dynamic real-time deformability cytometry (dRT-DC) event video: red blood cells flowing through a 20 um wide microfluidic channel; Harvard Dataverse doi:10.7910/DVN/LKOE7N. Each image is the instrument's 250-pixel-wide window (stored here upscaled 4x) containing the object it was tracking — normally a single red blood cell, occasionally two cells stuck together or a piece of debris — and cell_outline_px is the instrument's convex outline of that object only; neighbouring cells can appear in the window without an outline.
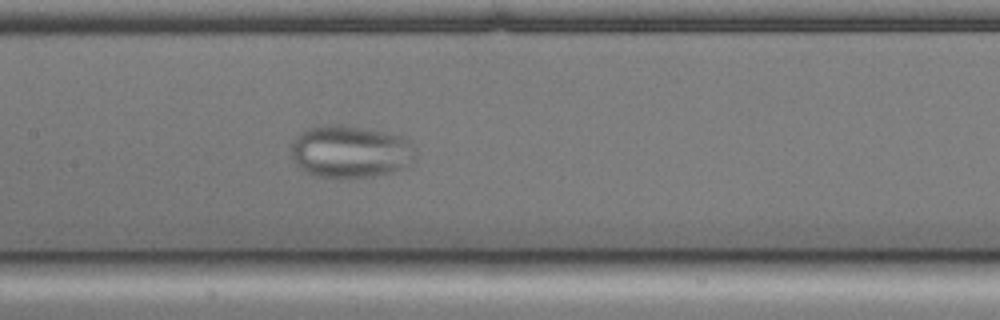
{"species": "common noctule bat (a hibernating species)", "species_latin": "Nyctalus noctula", "temperature_condition": "cold", "stored_images_in_passage": 42, "camera_frame_rate_fps": 3000, "um_per_image_px": 0.085, "animal": {"sex": "male", "body_mass_g": 17.9, "forearm_length_mm": 54.2}, "frame": {"image": 1, "passage_image": 18, "time_ms": 5.667, "image_size_px": [1000, 320], "cell_outline_px": [[416, 156], [408, 168], [392, 172], [372, 176], [312, 176], [292, 156], [292, 140], [296, 136], [308, 128], [336, 124], [380, 132], [400, 136], [412, 140], [416, 148]], "centroid_in_image_um": [29.87, 12.88], "position_along_channel_um": 177.5, "area_um2": 37.34}}